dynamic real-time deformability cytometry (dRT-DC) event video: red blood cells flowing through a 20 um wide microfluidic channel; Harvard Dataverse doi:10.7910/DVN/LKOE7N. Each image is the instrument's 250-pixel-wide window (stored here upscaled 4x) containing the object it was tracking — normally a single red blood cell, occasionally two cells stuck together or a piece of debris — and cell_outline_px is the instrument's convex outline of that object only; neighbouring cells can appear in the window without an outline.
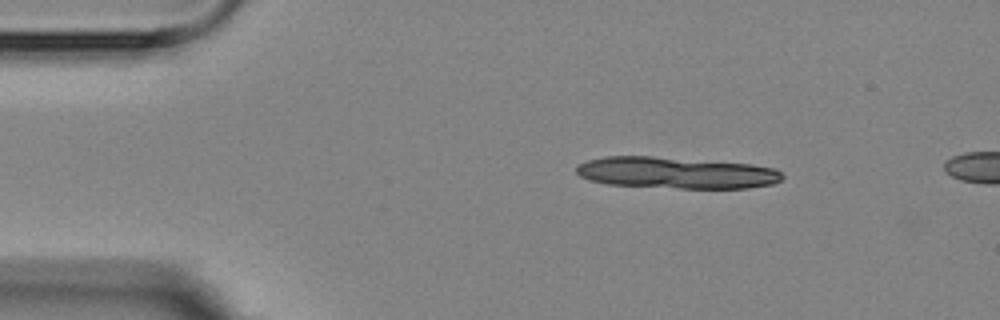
{"species": "Egyptian fruit bat (a non-hibernating species)", "species_latin": "Rousettus aegyptiacus", "temperature_condition": "room temperature", "stored_images_in_passage": 6, "segment_of_instrument_passage": [2, 2], "camera_frame_rate_fps": 3000, "um_per_image_px": 0.085, "animal": {"sex": "female"}, "frame": {"image": 1, "passage_image": 6, "time_ms": 8.333, "image_size_px": [1000, 320], "cell_outline_px": [[784, 176], [780, 180], [772, 184], [748, 188], [680, 188], [608, 184], [592, 180], [580, 176], [576, 172], [576, 168], [580, 164], [588, 160], [604, 156], [652, 156], [752, 164], [776, 168]], "centroid_in_image_um": [57.5, 14.68], "position_along_channel_um": 27.5, "area_um2": 37.69}}